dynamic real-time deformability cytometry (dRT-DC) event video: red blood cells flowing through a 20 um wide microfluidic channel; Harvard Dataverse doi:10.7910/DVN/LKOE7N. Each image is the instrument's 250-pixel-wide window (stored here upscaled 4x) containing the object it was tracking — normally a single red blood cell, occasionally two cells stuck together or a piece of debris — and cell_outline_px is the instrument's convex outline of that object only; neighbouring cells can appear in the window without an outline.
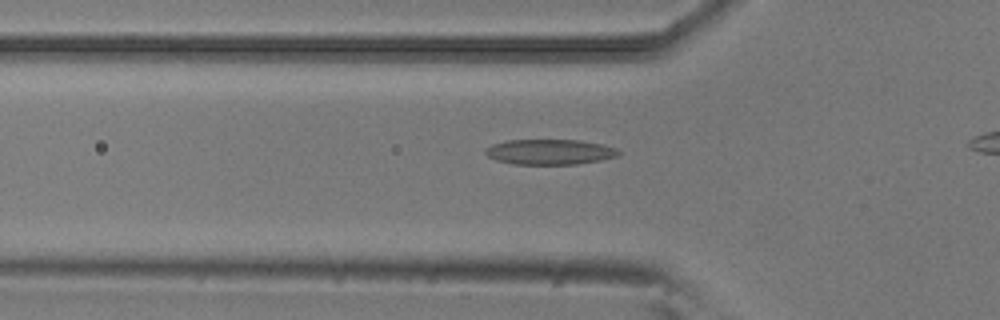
{"species": "common noctule bat (a hibernating species)", "species_latin": "Nyctalus noctula", "temperature_condition": "room temperature", "stored_images_in_passage": 28, "camera_frame_rate_fps": 3000, "um_per_image_px": 0.085, "animal": {"sex": "male", "body_mass_g": 20.5, "forearm_length_mm": 52.5}, "frame": {"image": 1, "passage_image": 2, "time_ms": 0.333, "image_size_px": [1000, 320], "cell_outline_px": [[620, 152], [616, 156], [600, 160], [576, 164], [516, 164], [496, 160], [488, 156], [484, 152], [484, 148], [492, 144], [508, 140], [580, 140], [604, 144], [616, 148]], "centroid_in_image_um": [46.71, 12.9], "position_along_channel_um": 79.1, "area_um2": 19.59}}
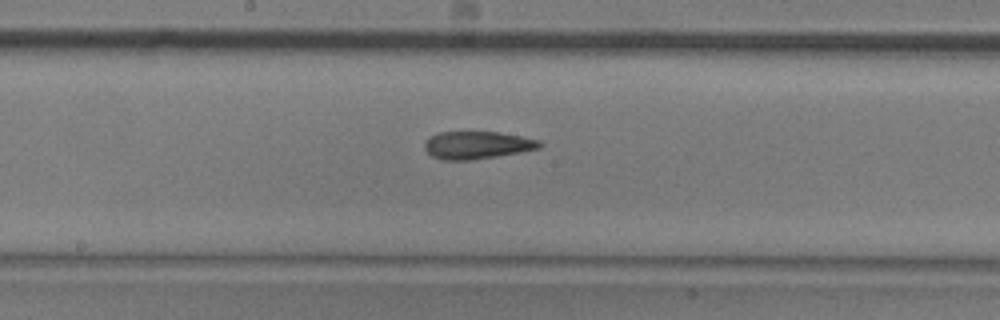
{"frame": {"image": 2, "passage_image": 12, "time_ms": 3.667, "image_size_px": [1000, 320], "cell_outline_px": [[544, 144], [540, 148], [520, 152], [468, 160], [444, 160], [432, 156], [424, 148], [424, 144], [428, 136], [440, 132], [500, 132], [540, 140]], "centroid_in_image_um": [40.55, 12.32], "position_along_channel_um": 207.7, "area_um2": 18.44}}
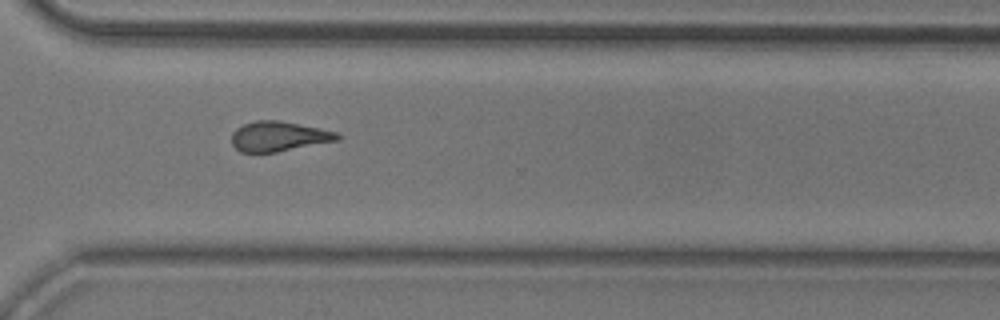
{"frame": {"image": 3, "passage_image": 23, "time_ms": 7.333, "image_size_px": [1000, 320], "cell_outline_px": [[340, 140], [276, 152], [240, 152], [232, 144], [232, 132], [236, 128], [244, 124], [256, 120], [280, 120], [340, 132]], "centroid_in_image_um": [23.72, 11.58], "position_along_channel_um": 346.9, "area_um2": 18.55}}